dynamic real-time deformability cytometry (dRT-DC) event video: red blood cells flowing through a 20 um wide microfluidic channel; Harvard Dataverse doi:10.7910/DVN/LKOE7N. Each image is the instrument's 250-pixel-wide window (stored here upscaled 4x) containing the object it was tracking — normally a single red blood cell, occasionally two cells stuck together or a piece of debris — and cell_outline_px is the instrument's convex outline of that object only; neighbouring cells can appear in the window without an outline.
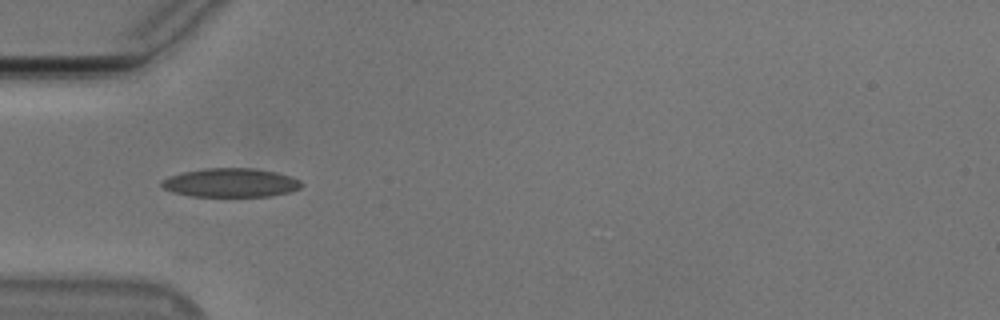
{"species": "Egyptian fruit bat (a non-hibernating species)", "species_latin": "Rousettus aegyptiacus", "temperature_condition": "cold", "stored_images_in_passage": 38, "camera_frame_rate_fps": 3000, "um_per_image_px": 0.085, "animal": {"sex": "male"}, "frame": {"image": 1, "passage_image": 1, "time_ms": 0.0, "image_size_px": [1000, 320], "cell_outline_px": [[304, 184], [300, 188], [292, 192], [272, 196], [192, 196], [172, 192], [164, 188], [160, 184], [160, 180], [168, 176], [184, 172], [204, 168], [252, 168], [276, 172], [300, 180]], "centroid_in_image_um": [19.61, 15.53], "position_along_channel_um": 65.4, "area_um2": 23.58}}
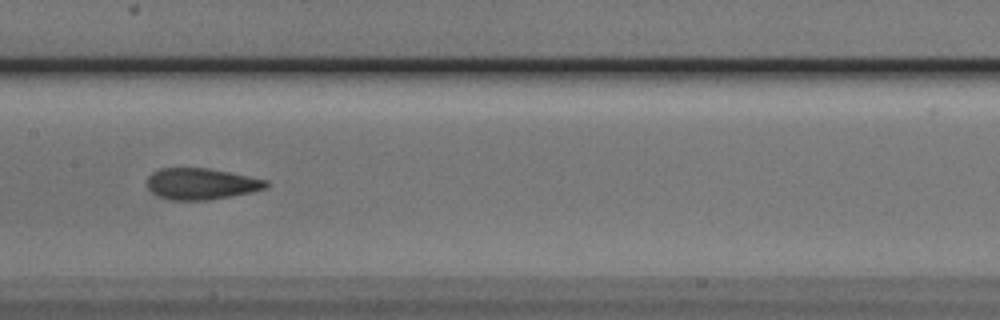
{"frame": {"image": 2, "passage_image": 11, "time_ms": 3.333, "image_size_px": [1000, 320], "cell_outline_px": [[268, 188], [252, 192], [232, 196], [208, 200], [172, 200], [160, 196], [152, 192], [148, 188], [144, 180], [152, 172], [160, 168], [208, 168], [268, 180]], "centroid_in_image_um": [17.09, 15.62], "position_along_channel_um": 190.3, "area_um2": 21.85}}
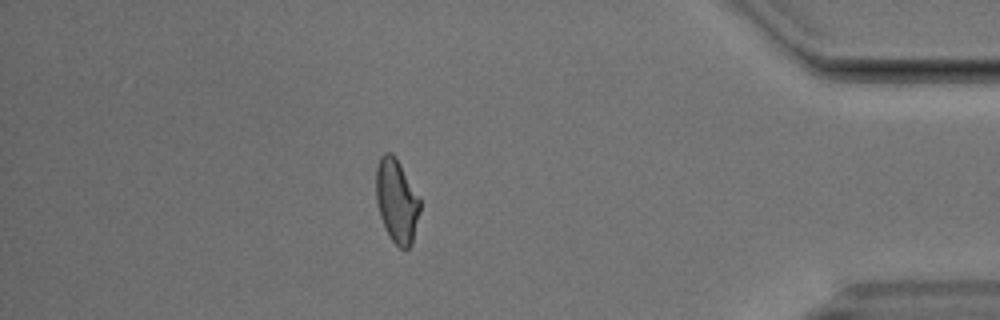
{"frame": {"image": 3, "passage_image": 31, "time_ms": 10.0, "image_size_px": [1000, 320], "cell_outline_px": [[420, 212], [412, 244], [408, 248], [400, 248], [388, 236], [380, 216], [376, 200], [376, 168], [380, 156], [384, 152], [392, 152], [396, 156], [420, 200]], "centroid_in_image_um": [33.71, 17.06], "position_along_channel_um": 401.5, "area_um2": 21.44}, "authors_computed_cell_mechanics": {"area_um2": 21.8773, "velocity_mm_per_s": 3.7679, "shape_relaxation_time_tau1_ms": 6.7678, "shape_relaxation_time_tau2_ms": 2.0127, "deformation_change_tau1": 0.1754, "deformation_change_tau2": 0.0775}}